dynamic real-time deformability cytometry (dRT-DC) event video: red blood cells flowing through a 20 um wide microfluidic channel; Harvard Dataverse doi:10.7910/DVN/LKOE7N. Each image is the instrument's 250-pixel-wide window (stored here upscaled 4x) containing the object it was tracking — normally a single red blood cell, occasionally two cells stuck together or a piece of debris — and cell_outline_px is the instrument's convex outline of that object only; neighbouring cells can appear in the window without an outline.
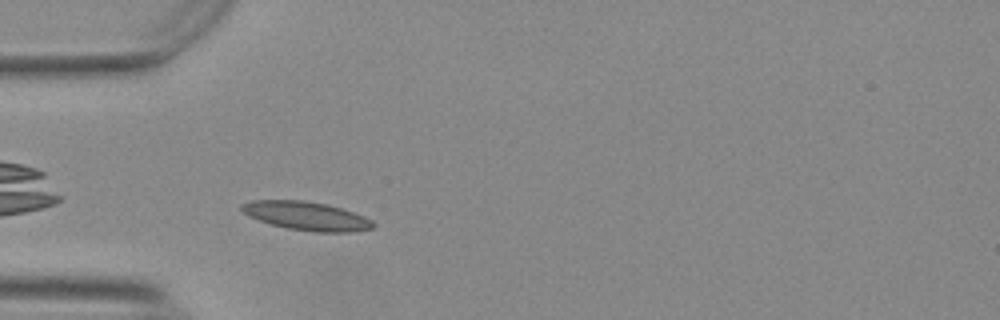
{"species": "Egyptian fruit bat (a non-hibernating species)", "species_latin": "Rousettus aegyptiacus", "temperature_condition": "warm", "stored_images_in_passage": 41, "camera_frame_rate_fps": 3000, "um_per_image_px": 0.085, "animal": {"sex": "female"}, "frame": {"image": 1, "passage_image": 3, "time_ms": 0.667, "image_size_px": [1000, 320], "cell_outline_px": [[376, 224], [372, 228], [348, 232], [312, 232], [288, 228], [272, 224], [248, 216], [240, 208], [240, 204], [252, 200], [304, 200], [328, 204], [364, 216], [372, 220]], "centroid_in_image_um": [26.04, 18.35], "position_along_channel_um": 59.0, "area_um2": 21.85}}
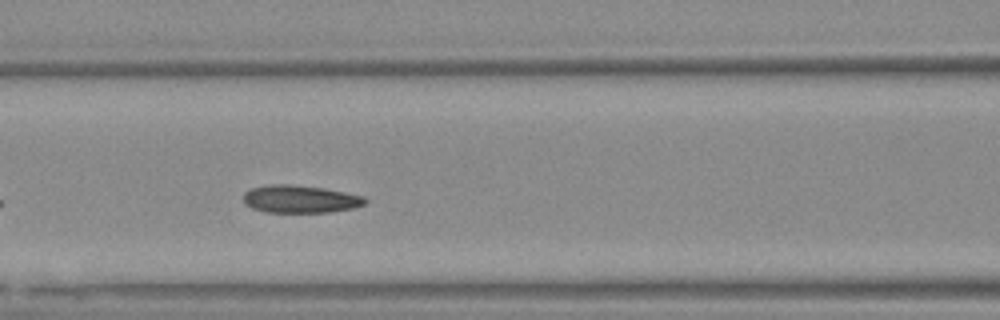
{"frame": {"image": 2, "passage_image": 10, "time_ms": 3.0, "image_size_px": [1000, 320], "cell_outline_px": [[368, 200], [364, 204], [356, 208], [328, 212], [264, 212], [252, 208], [244, 204], [244, 192], [252, 188], [272, 184], [292, 184], [324, 188], [364, 196]], "centroid_in_image_um": [25.52, 16.92], "position_along_channel_um": 141.1, "area_um2": 19.71}}
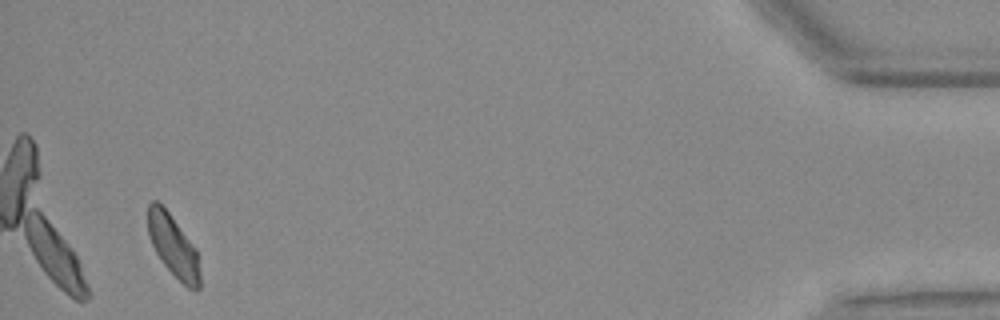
{"frame": {"image": 3, "passage_image": 39, "time_ms": 12.667, "image_size_px": [1000, 320], "cell_outline_px": [[200, 288], [188, 288], [164, 264], [156, 252], [152, 244], [148, 232], [148, 204], [152, 200], [156, 200], [168, 212], [196, 248], [200, 272]], "centroid_in_image_um": [14.73, 20.89], "position_along_channel_um": 420.5, "area_um2": 18.26}, "authors_computed_cell_mechanics": {"area_um2": 19.363, "velocity_mm_per_s": 3.6965, "shape_relaxation_time_tau1_ms": null, "shape_relaxation_time_tau2_ms": 2.7803, "deformation_change_tau1": null, "deformation_change_tau2": 0.0751}}